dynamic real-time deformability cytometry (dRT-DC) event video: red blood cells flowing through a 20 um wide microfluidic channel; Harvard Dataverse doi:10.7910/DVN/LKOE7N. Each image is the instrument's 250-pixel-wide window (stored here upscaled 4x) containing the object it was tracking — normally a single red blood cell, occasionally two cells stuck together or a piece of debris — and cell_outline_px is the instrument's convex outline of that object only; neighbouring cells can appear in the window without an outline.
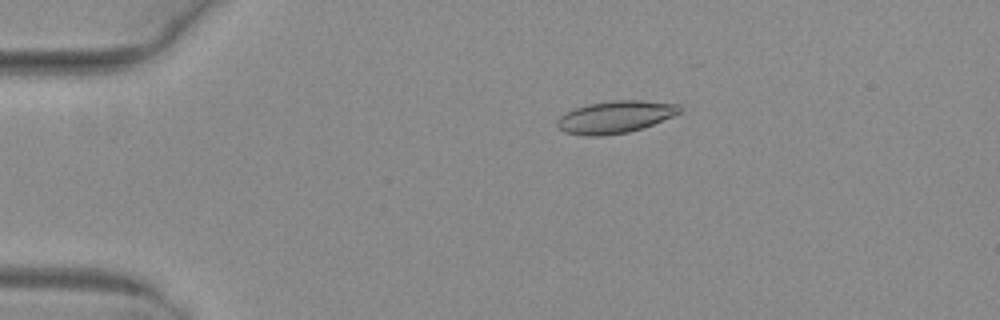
{"species": "common noctule bat (a hibernating species)", "species_latin": "Nyctalus noctula", "temperature_condition": "warm", "stored_images_in_passage": 21, "camera_frame_rate_fps": 3000, "um_per_image_px": 0.085, "animal": {"sex": "female", "body_mass_g": 29.2, "forearm_length_mm": 56.3}, "frame": {"image": 1, "passage_image": 11, "time_ms": 3.333, "image_size_px": [1000, 320], "cell_outline_px": [[680, 112], [672, 116], [644, 128], [628, 132], [604, 136], [584, 136], [564, 132], [556, 124], [556, 120], [560, 116], [576, 108], [588, 104], [612, 100], [640, 100], [680, 104]], "centroid_in_image_um": [52.29, 9.95], "position_along_channel_um": 32.7, "area_um2": 23.0}}
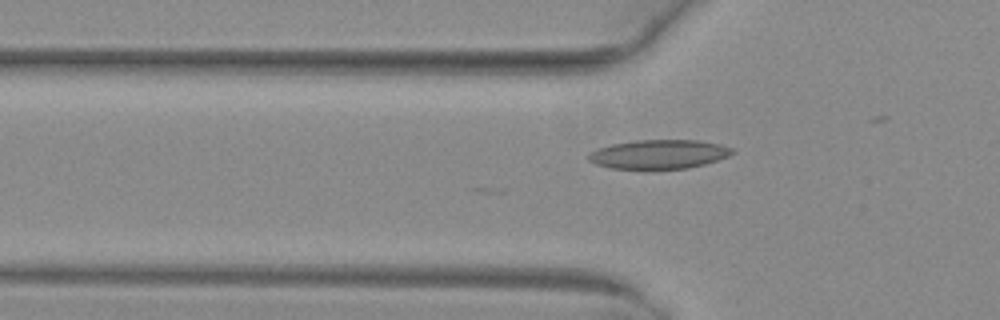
{"frame": {"image": 2, "passage_image": 18, "time_ms": 5.667, "image_size_px": [1000, 320], "cell_outline_px": [[736, 152], [728, 156], [704, 164], [688, 168], [612, 168], [596, 164], [588, 160], [588, 152], [596, 148], [612, 144], [636, 140], [696, 140], [720, 144], [732, 148]], "centroid_in_image_um": [55.99, 13.09], "position_along_channel_um": 69.8, "area_um2": 24.16}}
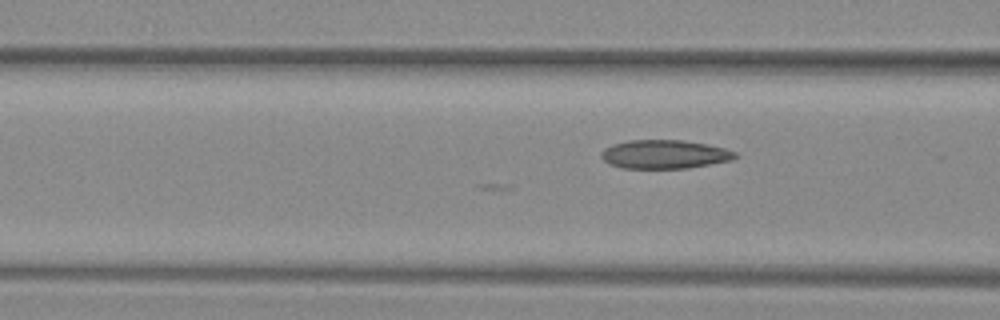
{"frame": {"image": 3, "passage_image": 21, "time_ms": 6.667, "image_size_px": [1000, 320], "cell_outline_px": [[740, 156], [732, 160], [688, 168], [620, 168], [608, 164], [600, 156], [600, 152], [604, 148], [612, 144], [628, 140], [684, 140], [708, 144], [724, 148], [736, 152]], "centroid_in_image_um": [56.47, 13.11], "position_along_channel_um": 110.1, "area_um2": 22.66}}